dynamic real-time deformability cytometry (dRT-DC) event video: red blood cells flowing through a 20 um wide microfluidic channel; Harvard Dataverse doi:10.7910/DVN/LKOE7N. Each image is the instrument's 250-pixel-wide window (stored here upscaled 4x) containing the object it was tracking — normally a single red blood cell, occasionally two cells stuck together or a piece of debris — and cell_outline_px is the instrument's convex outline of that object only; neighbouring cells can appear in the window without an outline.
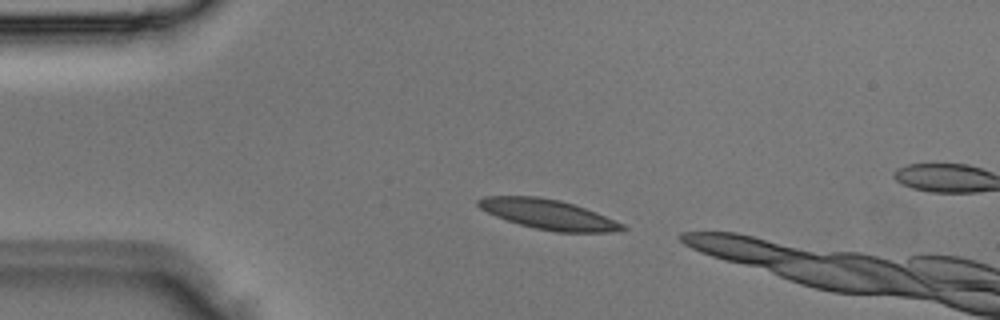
{"species": "Egyptian fruit bat (a non-hibernating species)", "species_latin": "Rousettus aegyptiacus", "temperature_condition": "room temperature", "stored_images_in_passage": 2, "camera_frame_rate_fps": 3000, "um_per_image_px": 0.085, "animal": {"sex": "male"}, "frame": {"image": 1, "passage_image": 1, "time_ms": 0.0, "image_size_px": [1000, 320], "cell_outline_px": [[628, 228], [612, 232], [556, 232], [536, 228], [520, 224], [496, 216], [480, 208], [476, 204], [476, 200], [484, 196], [536, 196], [560, 200], [596, 212], [624, 224]], "centroid_in_image_um": [46.6, 18.21], "position_along_channel_um": 38.4, "area_um2": 24.8}}